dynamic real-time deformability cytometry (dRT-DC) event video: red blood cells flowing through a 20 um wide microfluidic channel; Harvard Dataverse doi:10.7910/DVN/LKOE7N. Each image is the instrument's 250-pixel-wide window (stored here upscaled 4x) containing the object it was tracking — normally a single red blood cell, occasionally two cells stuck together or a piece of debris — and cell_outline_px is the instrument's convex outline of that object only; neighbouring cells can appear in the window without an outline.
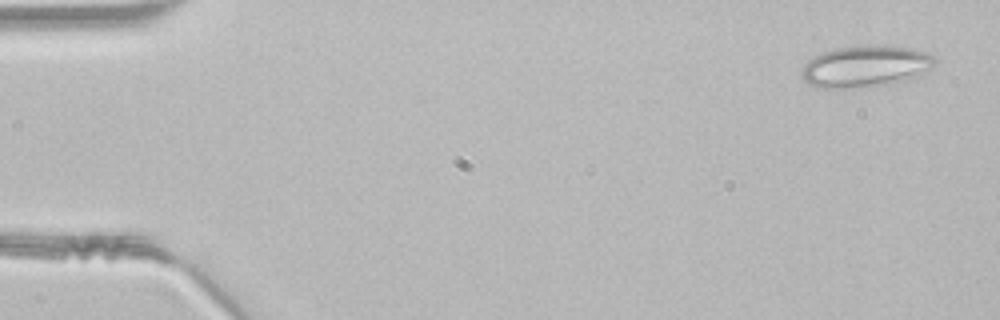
{"species": "common noctule bat (a hibernating species)", "species_latin": "Nyctalus noctula", "temperature_condition": "room temperature", "stored_images_in_passage": 46, "camera_frame_rate_fps": 3000, "um_per_image_px": 0.085, "animal": {"sex": "male", "body_mass_g": 21.5, "forearm_length_mm": 52.0}, "frame": {"image": 1, "passage_image": 2, "time_ms": 0.333, "image_size_px": [1000, 320], "cell_outline_px": [[936, 64], [904, 84], [856, 88], [820, 88], [808, 84], [804, 80], [800, 72], [800, 68], [812, 56], [836, 48], [876, 44], [908, 48], [924, 52], [936, 56]], "centroid_in_image_um": [73.57, 5.67], "position_along_channel_um": 11.4, "area_um2": 33.06}}
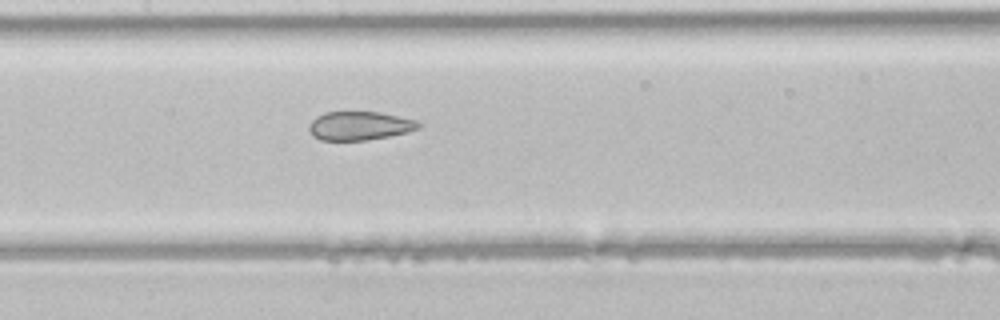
{"frame": {"image": 2, "passage_image": 22, "time_ms": 7.0, "image_size_px": [1000, 320], "cell_outline_px": [[420, 128], [408, 132], [368, 140], [320, 140], [312, 136], [308, 132], [308, 124], [316, 116], [324, 112], [380, 112], [416, 120], [420, 124]], "centroid_in_image_um": [30.52, 10.69], "position_along_channel_um": 176.9, "area_um2": 18.44}}
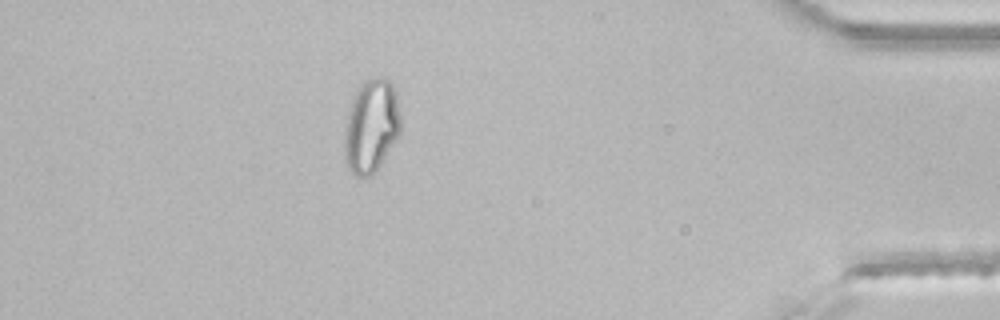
{"frame": {"image": 3, "passage_image": 41, "time_ms": 13.333, "image_size_px": [1000, 320], "cell_outline_px": [[400, 132], [396, 140], [380, 164], [368, 176], [356, 176], [352, 172], [344, 156], [344, 132], [352, 100], [356, 92], [372, 76], [388, 80], [392, 84], [396, 92], [400, 116]], "centroid_in_image_um": [31.56, 10.71], "position_along_channel_um": 403.6, "area_um2": 29.88}}